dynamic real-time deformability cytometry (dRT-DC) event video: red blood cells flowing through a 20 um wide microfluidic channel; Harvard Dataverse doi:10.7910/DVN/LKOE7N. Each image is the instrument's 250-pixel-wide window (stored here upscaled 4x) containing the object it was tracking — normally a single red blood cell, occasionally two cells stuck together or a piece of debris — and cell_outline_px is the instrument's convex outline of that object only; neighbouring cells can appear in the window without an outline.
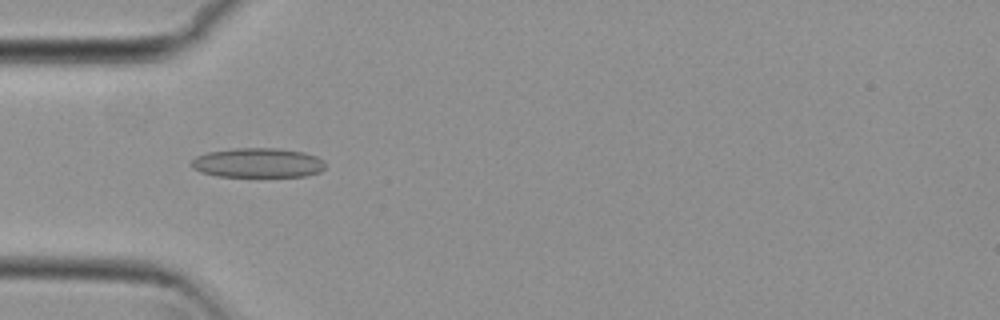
{"species": "common noctule bat (a hibernating species)", "species_latin": "Nyctalus noctula", "temperature_condition": "cold", "stored_images_in_passage": 40, "camera_frame_rate_fps": 3000, "um_per_image_px": 0.085, "animal": {"sex": "female", "body_mass_g": 29.2, "forearm_length_mm": 56.3}, "frame": {"image": 1, "passage_image": 17, "time_ms": 5.333, "image_size_px": [1000, 320], "cell_outline_px": [[324, 168], [320, 172], [304, 176], [216, 176], [200, 172], [192, 168], [192, 160], [196, 156], [208, 152], [232, 148], [276, 148], [304, 152], [316, 156], [324, 160]], "centroid_in_image_um": [21.91, 13.83], "position_along_channel_um": 63.1, "area_um2": 23.06}}
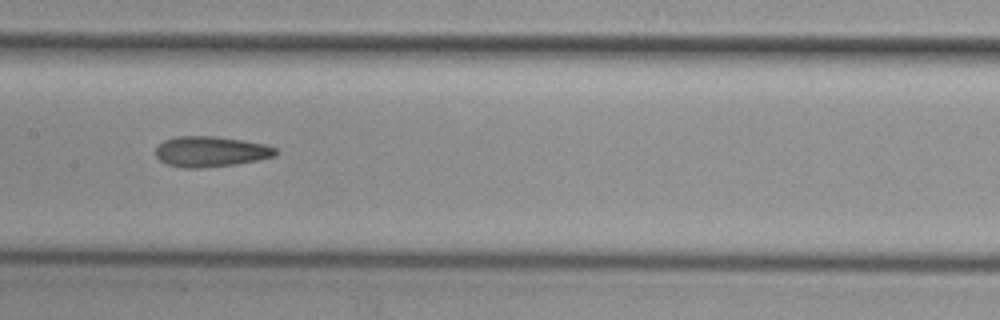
{"frame": {"image": 2, "passage_image": 27, "time_ms": 8.667, "image_size_px": [1000, 320], "cell_outline_px": [[276, 156], [260, 160], [232, 164], [200, 168], [180, 168], [168, 164], [160, 160], [156, 156], [156, 148], [164, 140], [176, 136], [216, 136], [264, 144], [276, 148]], "centroid_in_image_um": [17.9, 12.88], "position_along_channel_um": 189.5, "area_um2": 21.21}}
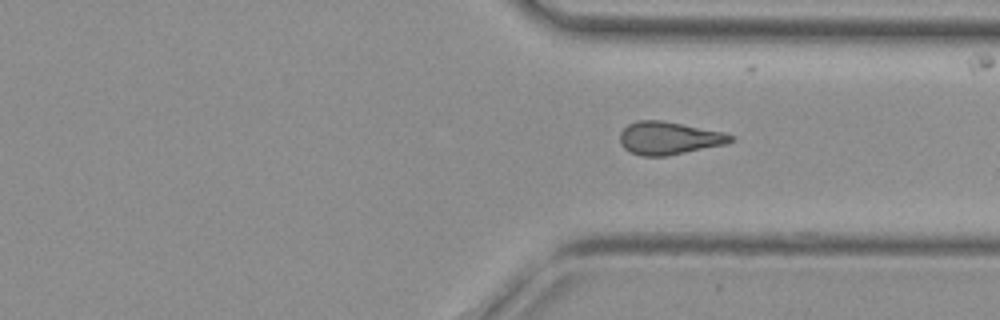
{"frame": {"image": 3, "passage_image": 40, "time_ms": 13.0, "image_size_px": [1000, 320], "cell_outline_px": [[736, 140], [728, 144], [668, 156], [640, 156], [628, 152], [620, 144], [620, 132], [628, 124], [636, 120], [660, 120], [724, 132], [736, 136]], "centroid_in_image_um": [56.88, 11.75], "position_along_channel_um": 354.5, "area_um2": 21.56}}